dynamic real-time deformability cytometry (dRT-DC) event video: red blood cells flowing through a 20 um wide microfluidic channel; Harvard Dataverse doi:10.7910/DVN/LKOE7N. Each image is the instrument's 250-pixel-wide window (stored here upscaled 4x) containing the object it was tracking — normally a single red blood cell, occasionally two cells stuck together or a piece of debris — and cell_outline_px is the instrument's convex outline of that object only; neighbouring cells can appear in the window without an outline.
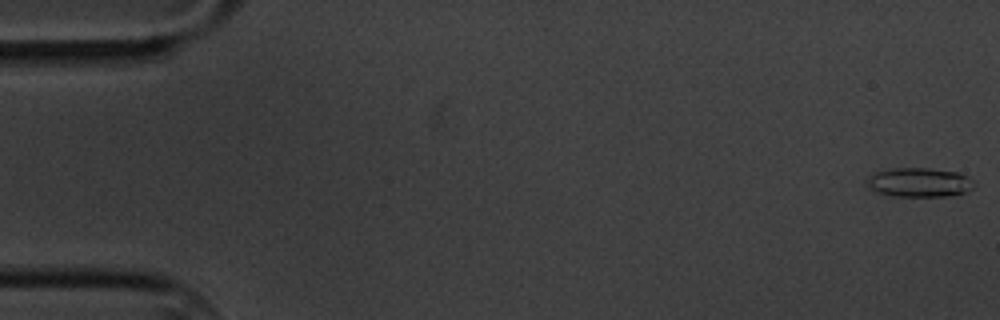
{"species": "common noctule bat (a hibernating species)", "species_latin": "Nyctalus noctula", "temperature_condition": "cold", "stored_images_in_passage": 6, "camera_frame_rate_fps": 3000, "um_per_image_px": 0.085, "animal": {"sex": "male", "body_mass_g": 20.1, "forearm_length_mm": 53.5}, "frame": {"image": 1, "passage_image": 1, "time_ms": 0.0, "image_size_px": [1000, 320], "cell_outline_px": [[976, 180], [972, 188], [968, 192], [948, 196], [896, 196], [880, 192], [868, 188], [868, 180], [872, 172], [896, 168], [928, 168], [956, 172], [968, 176]], "centroid_in_image_um": [78.19, 15.5], "position_along_channel_um": 6.8, "area_um2": 18.21}}